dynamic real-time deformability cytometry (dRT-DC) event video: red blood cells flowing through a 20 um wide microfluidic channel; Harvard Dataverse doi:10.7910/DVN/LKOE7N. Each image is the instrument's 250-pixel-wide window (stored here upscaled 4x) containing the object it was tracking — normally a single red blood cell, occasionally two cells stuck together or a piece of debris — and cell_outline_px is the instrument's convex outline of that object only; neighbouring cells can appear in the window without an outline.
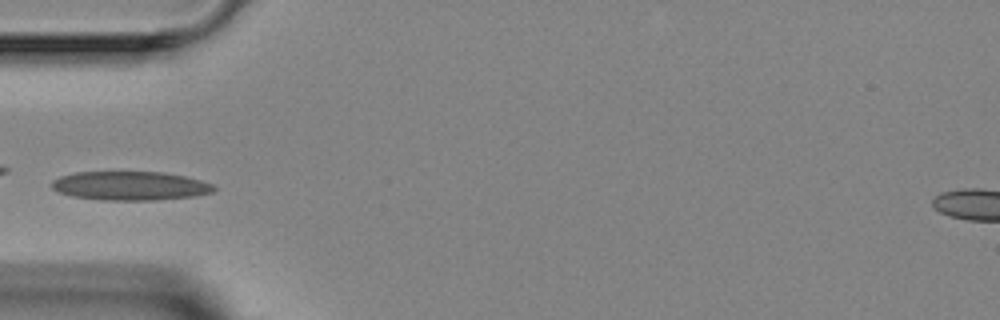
{"species": "Egyptian fruit bat (a non-hibernating species)", "species_latin": "Rousettus aegyptiacus", "temperature_condition": "room temperature", "stored_images_in_passage": 3, "camera_frame_rate_fps": 3000, "um_per_image_px": 0.085, "animal": {"sex": "female"}, "frame": {"image": 1, "passage_image": 1, "time_ms": 0.0, "image_size_px": [1000, 320], "cell_outline_px": [[216, 188], [212, 192], [196, 196], [156, 200], [100, 200], [72, 196], [60, 192], [52, 188], [52, 180], [60, 176], [76, 172], [164, 172], [184, 176], [200, 180], [212, 184]], "centroid_in_image_um": [11.07, 15.79], "position_along_channel_um": 73.9, "area_um2": 27.28}}
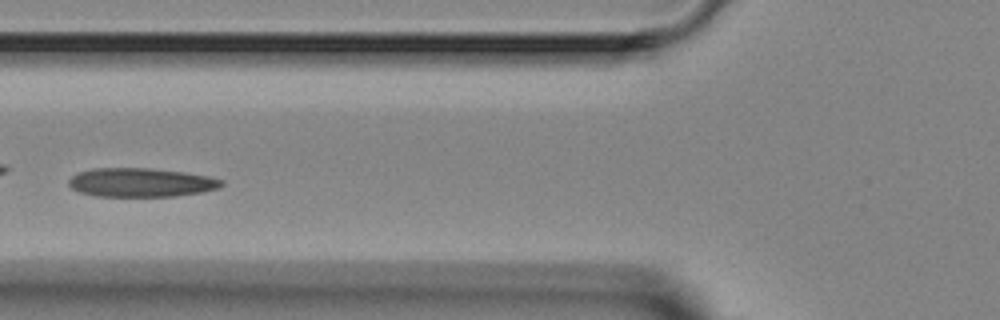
{"frame": {"image": 2, "passage_image": 2, "time_ms": 1.0, "image_size_px": [1000, 320], "cell_outline_px": [[224, 184], [220, 188], [200, 192], [176, 196], [96, 196], [80, 192], [72, 188], [68, 184], [68, 180], [76, 172], [92, 168], [148, 168], [184, 172], [208, 176], [224, 180]], "centroid_in_image_um": [11.97, 15.5], "position_along_channel_um": 113.8, "area_um2": 25.78}}
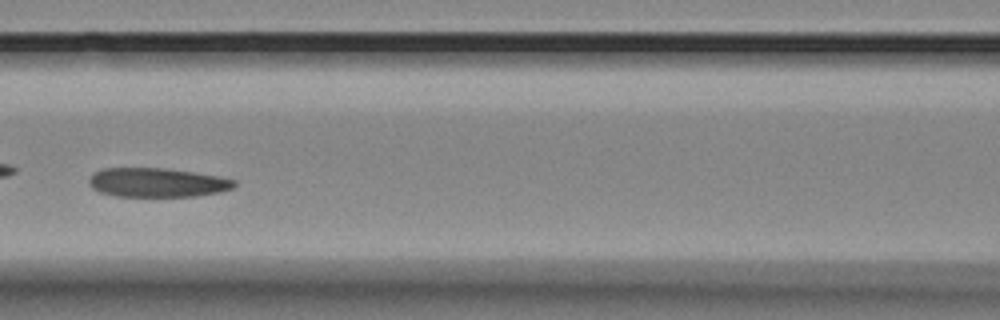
{"frame": {"image": 3, "passage_image": 3, "time_ms": 2.0, "image_size_px": [1000, 320], "cell_outline_px": [[236, 184], [232, 188], [216, 192], [196, 196], [116, 196], [100, 192], [92, 188], [88, 184], [88, 180], [92, 172], [104, 168], [168, 168], [220, 176], [236, 180]], "centroid_in_image_um": [13.32, 15.5], "position_along_channel_um": 153.3, "area_um2": 24.74}}